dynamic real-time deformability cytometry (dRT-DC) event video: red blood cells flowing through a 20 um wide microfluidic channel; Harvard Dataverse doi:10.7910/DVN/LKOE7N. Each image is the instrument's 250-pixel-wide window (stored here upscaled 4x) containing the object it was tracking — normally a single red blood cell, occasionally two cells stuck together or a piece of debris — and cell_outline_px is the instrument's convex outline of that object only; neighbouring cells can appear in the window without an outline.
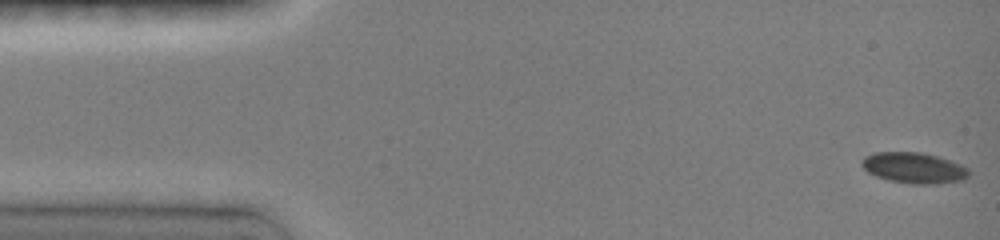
{"species": "common noctule bat (a hibernating species)", "species_latin": "Nyctalus noctula", "temperature_condition": "room temperature", "stored_images_in_passage": 7, "camera_frame_rate_fps": 3000, "um_per_image_px": 0.085, "animal": {"sex": "female", "body_mass_g": 19.0, "forearm_length_mm": 51.5}, "frame": {"image": 1, "passage_image": 1, "time_ms": 0.0, "image_size_px": [1000, 240], "cell_outline_px": [[968, 176], [964, 180], [936, 184], [912, 184], [888, 180], [876, 176], [868, 172], [860, 164], [860, 160], [864, 156], [876, 152], [920, 152], [936, 156], [960, 164], [968, 168]], "centroid_in_image_um": [77.65, 14.27], "position_along_channel_um": 7.3, "area_um2": 19.25}}
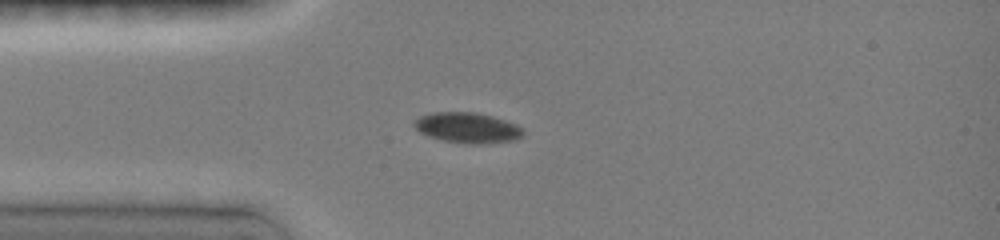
{"frame": {"image": 2, "passage_image": 5, "time_ms": 3.667, "image_size_px": [1000, 240], "cell_outline_px": [[524, 132], [516, 140], [480, 144], [468, 144], [444, 140], [428, 136], [420, 132], [412, 124], [420, 116], [432, 112], [476, 112], [492, 116], [516, 124], [524, 128]], "centroid_in_image_um": [39.74, 10.85], "position_along_channel_um": 45.3, "area_um2": 19.31}}